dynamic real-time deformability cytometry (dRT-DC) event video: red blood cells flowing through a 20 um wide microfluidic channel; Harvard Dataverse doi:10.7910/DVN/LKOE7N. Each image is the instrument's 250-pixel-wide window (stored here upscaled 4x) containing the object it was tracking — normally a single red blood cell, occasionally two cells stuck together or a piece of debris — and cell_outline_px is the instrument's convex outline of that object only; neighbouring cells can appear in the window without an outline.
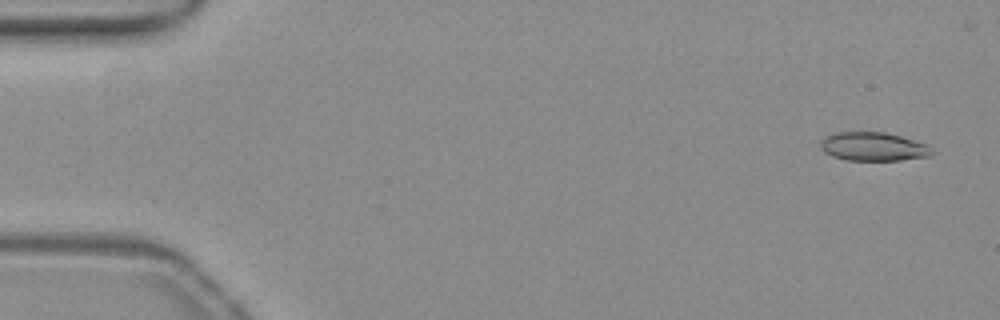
{"species": "common noctule bat (a hibernating species)", "species_latin": "Nyctalus noctula", "temperature_condition": "warm", "stored_images_in_passage": 54, "camera_frame_rate_fps": 3000, "um_per_image_px": 0.085, "animal": {"sex": "female", "body_mass_g": 19.3, "forearm_length_mm": 54.1}, "frame": {"image": 1, "passage_image": 3, "time_ms": 0.667, "image_size_px": [1000, 320], "cell_outline_px": [[932, 156], [900, 160], [848, 160], [832, 156], [824, 152], [820, 148], [820, 144], [828, 136], [836, 132], [884, 132], [900, 136], [928, 144], [932, 148]], "centroid_in_image_um": [74.27, 12.47], "position_along_channel_um": 10.7, "area_um2": 18.5}}
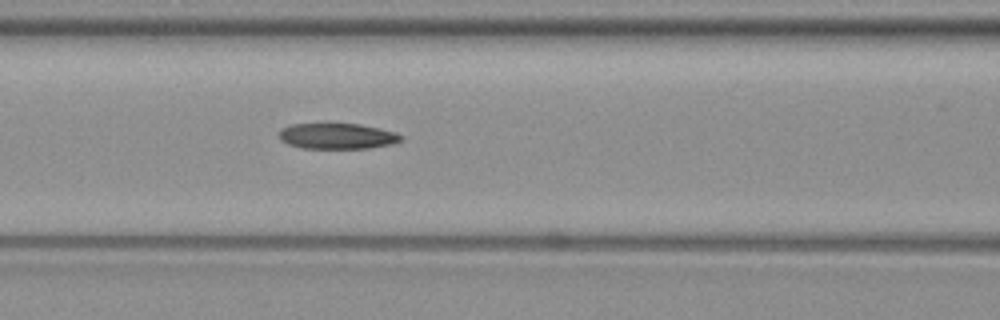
{"frame": {"image": 2, "passage_image": 23, "time_ms": 7.333, "image_size_px": [1000, 320], "cell_outline_px": [[404, 140], [392, 144], [368, 148], [300, 148], [288, 144], [280, 140], [280, 128], [292, 124], [324, 120], [360, 124], [396, 132], [404, 136]], "centroid_in_image_um": [28.63, 11.51], "position_along_channel_um": 138.0, "area_um2": 19.31}}
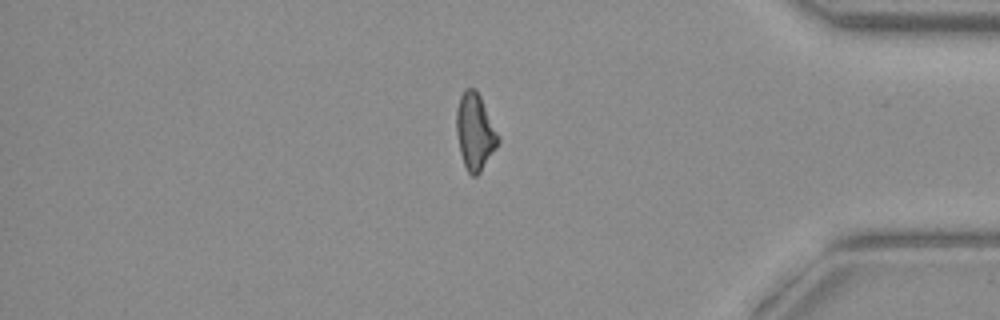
{"frame": {"image": 3, "passage_image": 45, "time_ms": 14.667, "image_size_px": [1000, 320], "cell_outline_px": [[500, 140], [496, 148], [480, 172], [476, 176], [472, 176], [468, 172], [464, 164], [460, 152], [456, 132], [456, 108], [460, 96], [464, 88], [476, 88], [500, 136]], "centroid_in_image_um": [40.37, 11.17], "position_along_channel_um": 394.8, "area_um2": 18.67}}